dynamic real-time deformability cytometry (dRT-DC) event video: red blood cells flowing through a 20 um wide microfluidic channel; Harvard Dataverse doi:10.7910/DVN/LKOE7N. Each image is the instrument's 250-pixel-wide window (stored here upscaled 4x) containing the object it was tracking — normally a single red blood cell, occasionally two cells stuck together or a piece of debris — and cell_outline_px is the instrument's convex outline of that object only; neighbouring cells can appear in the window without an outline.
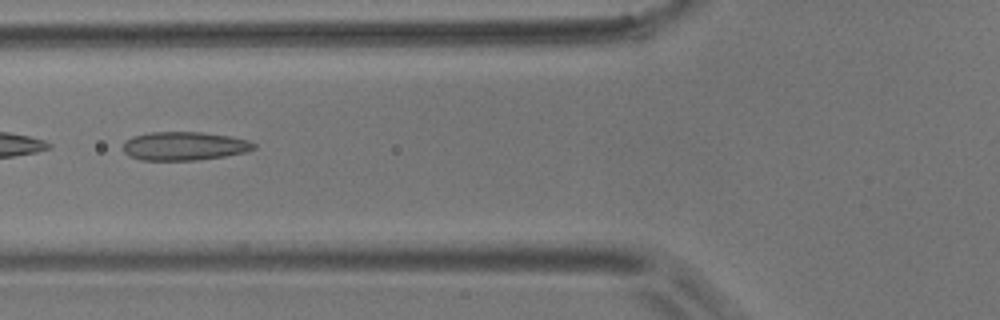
{"species": "common noctule bat (a hibernating species)", "species_latin": "Nyctalus noctula", "temperature_condition": "room temperature", "stored_images_in_passage": 7, "camera_frame_rate_fps": 3000, "um_per_image_px": 0.085, "animal": {"sex": "male", "body_mass_g": 17.9}, "frame": {"image": 1, "passage_image": 6, "time_ms": 1.667, "image_size_px": [1000, 320], "cell_outline_px": [[256, 148], [248, 152], [224, 156], [196, 160], [140, 160], [128, 156], [124, 152], [124, 140], [132, 136], [152, 132], [200, 132], [228, 136], [248, 140], [256, 144]], "centroid_in_image_um": [15.65, 12.42], "position_along_channel_um": 110.1, "area_um2": 21.85}}
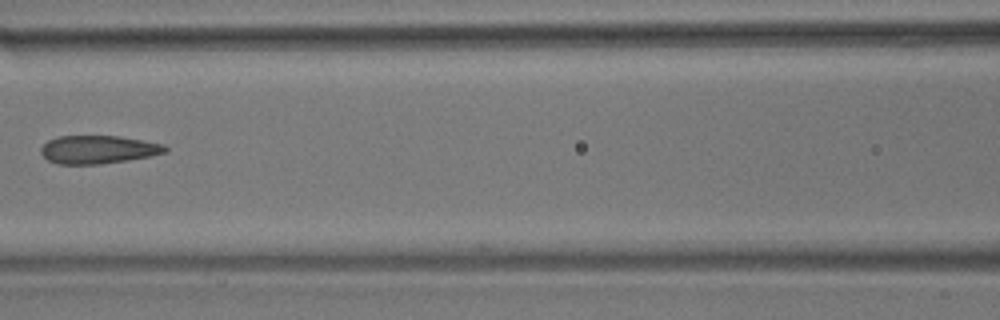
{"frame": {"image": 2, "passage_image": 7, "time_ms": 2.0, "image_size_px": [1000, 320], "cell_outline_px": [[168, 152], [152, 156], [128, 160], [100, 164], [60, 164], [48, 160], [40, 152], [40, 148], [48, 140], [60, 136], [120, 136], [164, 144], [168, 148]], "centroid_in_image_um": [8.38, 12.71], "position_along_channel_um": 158.2, "area_um2": 20.46}}